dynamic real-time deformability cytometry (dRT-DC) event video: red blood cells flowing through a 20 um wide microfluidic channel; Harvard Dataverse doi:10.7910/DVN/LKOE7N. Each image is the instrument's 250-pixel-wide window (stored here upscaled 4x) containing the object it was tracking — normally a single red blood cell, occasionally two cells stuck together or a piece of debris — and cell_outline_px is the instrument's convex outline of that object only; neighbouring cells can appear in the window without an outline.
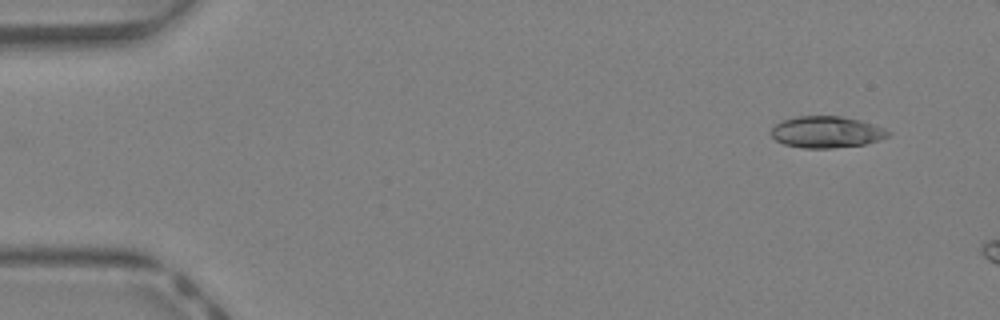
{"species": "Egyptian fruit bat (a non-hibernating species)", "species_latin": "Rousettus aegyptiacus", "temperature_condition": "warm", "stored_images_in_passage": 9, "camera_frame_rate_fps": 3000, "um_per_image_px": 0.085, "animal": {"sex": "female"}, "frame": {"image": 1, "passage_image": 1, "time_ms": 0.0, "image_size_px": [1000, 320], "cell_outline_px": [[892, 132], [888, 136], [880, 140], [864, 144], [832, 148], [804, 148], [784, 144], [776, 140], [772, 136], [772, 128], [776, 124], [784, 120], [796, 116], [840, 116], [860, 120], [884, 128]], "centroid_in_image_um": [70.27, 11.22], "position_along_channel_um": 14.7, "area_um2": 21.39}}